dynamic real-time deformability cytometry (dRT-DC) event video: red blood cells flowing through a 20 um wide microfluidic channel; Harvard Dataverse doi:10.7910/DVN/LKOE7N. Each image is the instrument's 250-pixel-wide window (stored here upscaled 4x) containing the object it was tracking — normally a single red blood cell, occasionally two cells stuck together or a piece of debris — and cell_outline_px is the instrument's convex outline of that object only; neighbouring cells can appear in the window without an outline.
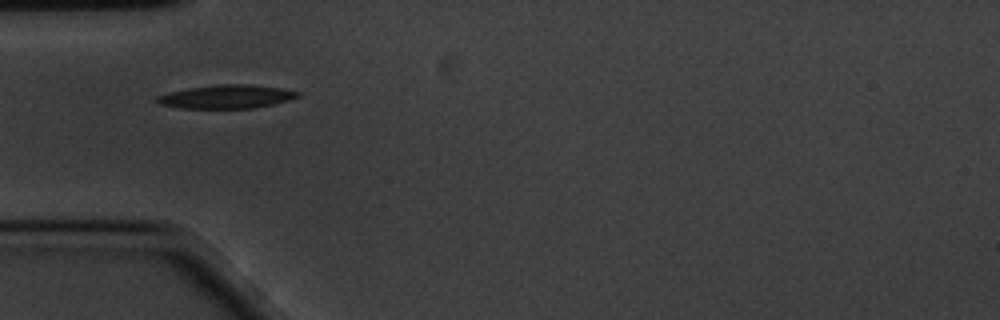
{"species": "common noctule bat (a hibernating species)", "species_latin": "Nyctalus noctula", "temperature_condition": "cold", "stored_images_in_passage": 25, "camera_frame_rate_fps": 3000, "um_per_image_px": 0.085, "animal": {"sex": "male", "body_mass_g": 20.1, "forearm_length_mm": 53.5}, "frame": {"image": 1, "passage_image": 1, "time_ms": 0.0, "image_size_px": [1000, 320], "cell_outline_px": [[300, 96], [288, 100], [272, 104], [252, 108], [180, 108], [156, 104], [152, 100], [156, 96], [168, 92], [192, 88], [220, 84], [248, 84], [280, 88], [300, 92]], "centroid_in_image_um": [19.18, 8.22], "position_along_channel_um": 65.8, "area_um2": 19.25}}